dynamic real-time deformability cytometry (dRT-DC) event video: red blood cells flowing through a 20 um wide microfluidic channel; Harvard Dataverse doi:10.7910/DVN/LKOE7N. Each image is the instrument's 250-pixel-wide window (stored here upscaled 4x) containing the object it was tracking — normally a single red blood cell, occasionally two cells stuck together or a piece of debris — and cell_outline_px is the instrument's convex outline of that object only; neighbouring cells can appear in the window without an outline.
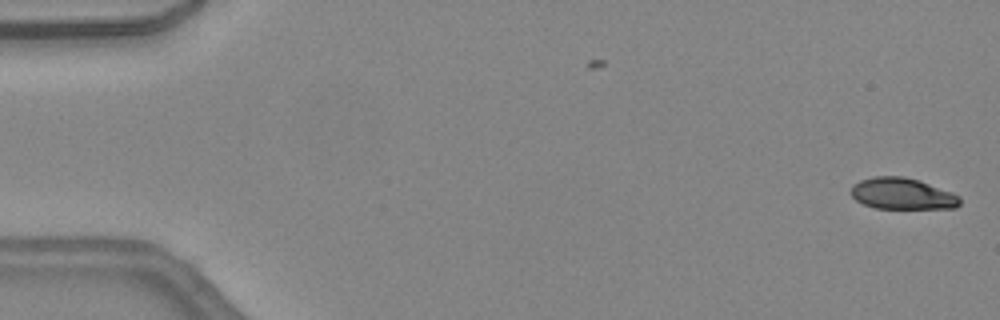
{"species": "common noctule bat (a hibernating species)", "species_latin": "Nyctalus noctula", "temperature_condition": "warm", "stored_images_in_passage": 5, "camera_frame_rate_fps": 3000, "um_per_image_px": 0.085, "animal": {"sex": "female", "body_mass_g": 24.6, "forearm_length_mm": 56.2}, "frame": {"image": 1, "passage_image": 5, "time_ms": 1.333, "image_size_px": [1000, 320], "cell_outline_px": [[960, 204], [956, 208], [876, 208], [864, 204], [856, 200], [852, 196], [852, 184], [860, 180], [872, 176], [904, 176], [920, 180], [952, 192], [960, 196]], "centroid_in_image_um": [76.71, 16.45], "position_along_channel_um": 8.3, "area_um2": 20.0}}